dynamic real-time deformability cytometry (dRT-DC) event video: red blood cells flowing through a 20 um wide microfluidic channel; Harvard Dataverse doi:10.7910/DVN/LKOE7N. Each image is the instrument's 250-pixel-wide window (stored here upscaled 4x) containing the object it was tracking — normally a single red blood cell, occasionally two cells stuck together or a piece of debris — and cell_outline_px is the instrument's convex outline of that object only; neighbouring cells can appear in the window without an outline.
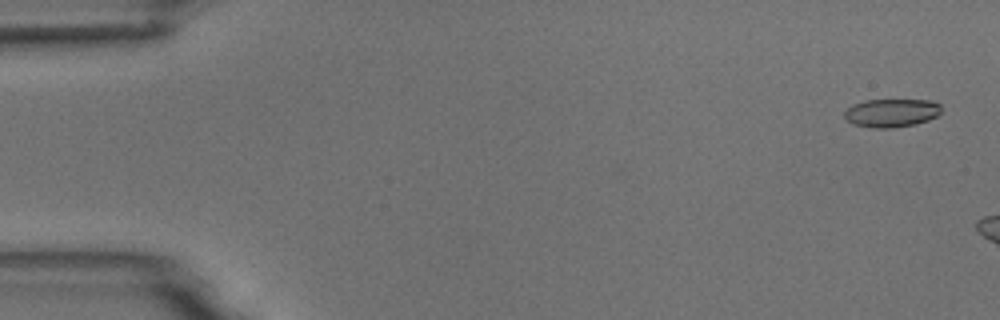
{"species": "common noctule bat (a hibernating species)", "species_latin": "Nyctalus noctula", "temperature_condition": "room temperature", "stored_images_in_passage": 2, "camera_frame_rate_fps": 3000, "um_per_image_px": 0.085, "animal": {"sex": "male", "body_mass_g": 18.8}, "frame": {"image": 1, "passage_image": 1, "time_ms": 0.0, "image_size_px": [1000, 320], "cell_outline_px": [[940, 112], [936, 116], [928, 120], [916, 124], [892, 128], [872, 128], [852, 124], [844, 116], [844, 112], [852, 104], [864, 100], [928, 100], [940, 104]], "centroid_in_image_um": [75.75, 9.6], "position_along_channel_um": 9.3, "area_um2": 16.01}}